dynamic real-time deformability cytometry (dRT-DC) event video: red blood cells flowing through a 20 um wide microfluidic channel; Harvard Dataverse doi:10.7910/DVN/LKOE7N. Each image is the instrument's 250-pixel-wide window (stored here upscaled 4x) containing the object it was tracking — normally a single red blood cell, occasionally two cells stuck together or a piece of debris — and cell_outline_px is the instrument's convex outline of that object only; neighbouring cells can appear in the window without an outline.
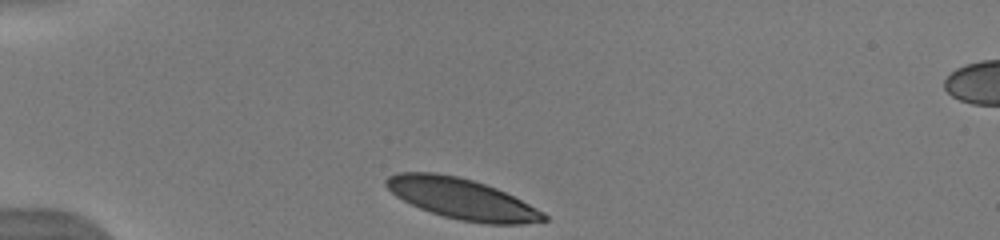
{"species": "human", "species_latin": "Homo sapiens", "temperature_condition": "warm", "stored_images_in_passage": 35, "camera_frame_rate_fps": 3000, "um_per_image_px": 0.085, "donor": {"sex": "male"}, "frame": {"image": 1, "passage_image": 1, "time_ms": 0.0, "image_size_px": [1000, 240], "cell_outline_px": [[548, 220], [524, 224], [488, 224], [460, 220], [444, 216], [420, 208], [396, 196], [384, 184], [384, 180], [388, 176], [396, 172], [436, 172], [456, 176], [472, 180], [496, 188], [544, 212], [548, 216]], "centroid_in_image_um": [39.24, 16.89], "position_along_channel_um": 45.8, "area_um2": 37.05}}
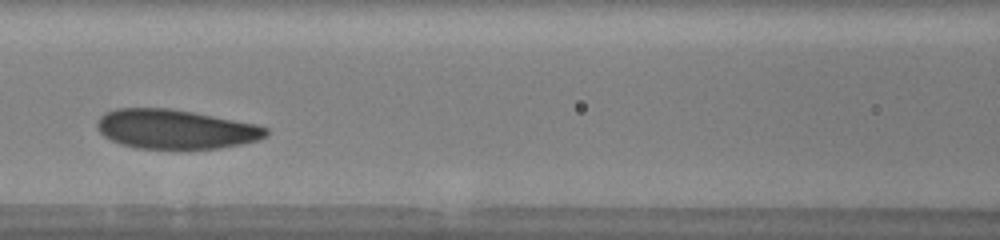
{"frame": {"image": 2, "passage_image": 12, "time_ms": 3.667, "image_size_px": [1000, 240], "cell_outline_px": [[268, 136], [256, 140], [240, 144], [220, 148], [136, 148], [120, 144], [104, 136], [96, 128], [96, 120], [104, 112], [116, 108], [172, 108], [256, 124], [268, 128]], "centroid_in_image_um": [14.87, 10.97], "position_along_channel_um": 151.7, "area_um2": 38.73}}
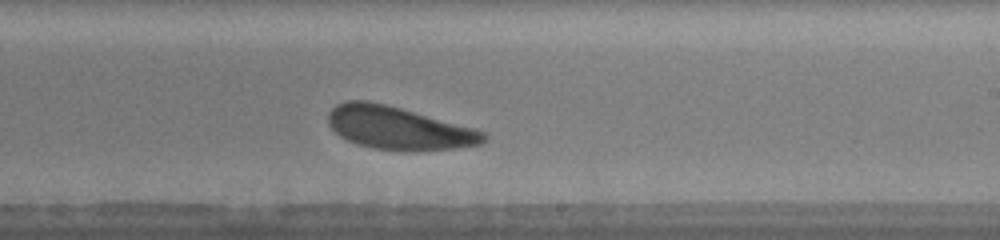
{"frame": {"image": 3, "passage_image": 20, "time_ms": 6.333, "image_size_px": [1000, 240], "cell_outline_px": [[488, 136], [480, 144], [452, 148], [416, 152], [404, 152], [372, 148], [356, 144], [340, 136], [328, 124], [328, 112], [336, 104], [348, 100], [368, 100], [400, 108], [476, 128], [484, 132]], "centroid_in_image_um": [33.86, 10.9], "position_along_channel_um": 255.1, "area_um2": 39.07}, "authors_computed_cell_mechanics": {"area_um2": 39.015, "velocity_mm_per_s": 3.8964, "shape_relaxation_time_tau1_ms": 2.3496, "shape_relaxation_time_tau2_ms": 9.6984, "deformation_change_tau1": 0.1077, "deformation_change_tau2": 0.1972}}